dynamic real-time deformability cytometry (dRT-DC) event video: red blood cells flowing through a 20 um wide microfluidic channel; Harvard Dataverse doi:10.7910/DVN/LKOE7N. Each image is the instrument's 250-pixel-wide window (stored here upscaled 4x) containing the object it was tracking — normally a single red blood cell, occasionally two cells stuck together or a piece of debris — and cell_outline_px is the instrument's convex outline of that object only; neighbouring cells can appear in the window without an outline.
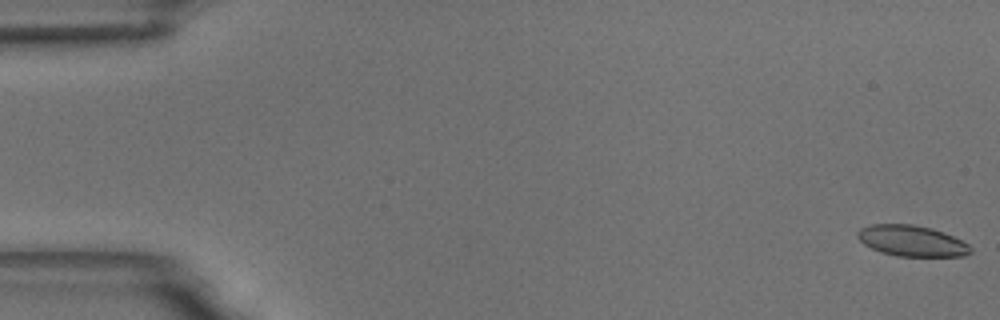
{"species": "common noctule bat (a hibernating species)", "species_latin": "Nyctalus noctula", "temperature_condition": "room temperature", "stored_images_in_passage": 59, "camera_frame_rate_fps": 3000, "um_per_image_px": 0.085, "animal": {"sex": "male", "body_mass_g": 18.8}, "frame": {"image": 1, "passage_image": 1, "time_ms": 0.0, "image_size_px": [1000, 320], "cell_outline_px": [[972, 252], [964, 256], [896, 256], [880, 252], [864, 244], [856, 236], [856, 232], [860, 228], [872, 224], [912, 224], [932, 228], [944, 232], [968, 244], [972, 248]], "centroid_in_image_um": [77.49, 20.47], "position_along_channel_um": 7.5, "area_um2": 20.4}}
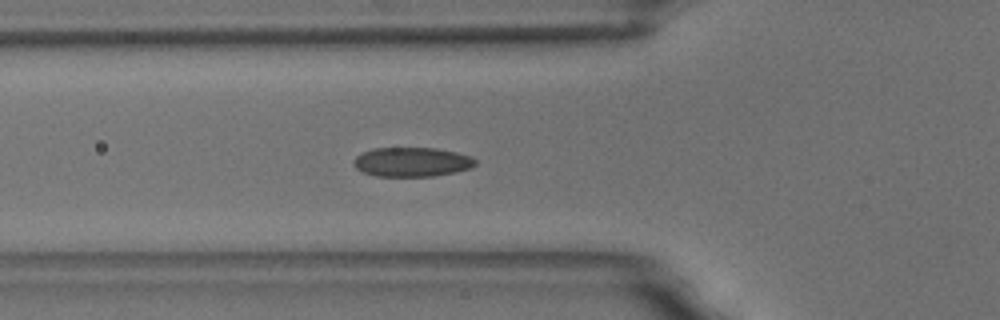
{"frame": {"image": 2, "passage_image": 21, "time_ms": 6.667, "image_size_px": [1000, 320], "cell_outline_px": [[476, 164], [472, 168], [456, 172], [432, 176], [376, 176], [360, 172], [352, 164], [356, 156], [372, 148], [436, 148], [456, 152], [472, 156], [476, 160]], "centroid_in_image_um": [35.01, 13.77], "position_along_channel_um": 90.8, "area_um2": 20.98}}
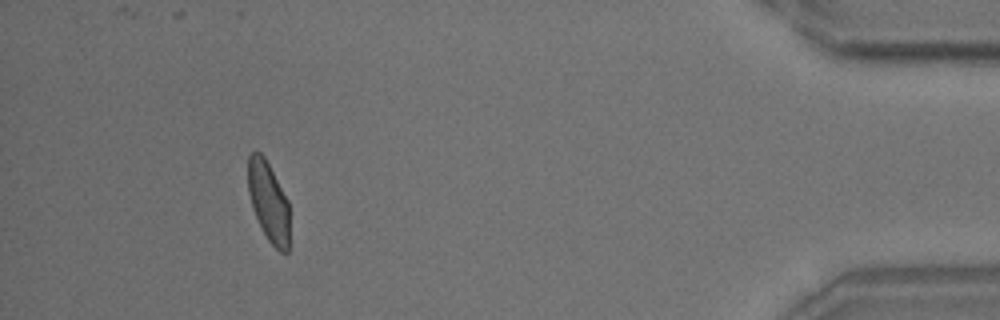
{"frame": {"image": 3, "passage_image": 54, "time_ms": 17.667, "image_size_px": [1000, 320], "cell_outline_px": [[288, 252], [280, 252], [268, 240], [252, 208], [248, 192], [248, 156], [252, 152], [260, 152], [264, 156], [288, 200]], "centroid_in_image_um": [22.81, 17.11], "position_along_channel_um": 412.4, "area_um2": 19.02}, "authors_computed_cell_mechanics": {"area_um2": 20.808, "velocity_mm_per_s": 3.4692, "shape_relaxation_time_tau1_ms": 3.8609, "shape_relaxation_time_tau2_ms": 1.0379, "deformation_change_tau1": 0.1117, "deformation_change_tau2": 0.058}}